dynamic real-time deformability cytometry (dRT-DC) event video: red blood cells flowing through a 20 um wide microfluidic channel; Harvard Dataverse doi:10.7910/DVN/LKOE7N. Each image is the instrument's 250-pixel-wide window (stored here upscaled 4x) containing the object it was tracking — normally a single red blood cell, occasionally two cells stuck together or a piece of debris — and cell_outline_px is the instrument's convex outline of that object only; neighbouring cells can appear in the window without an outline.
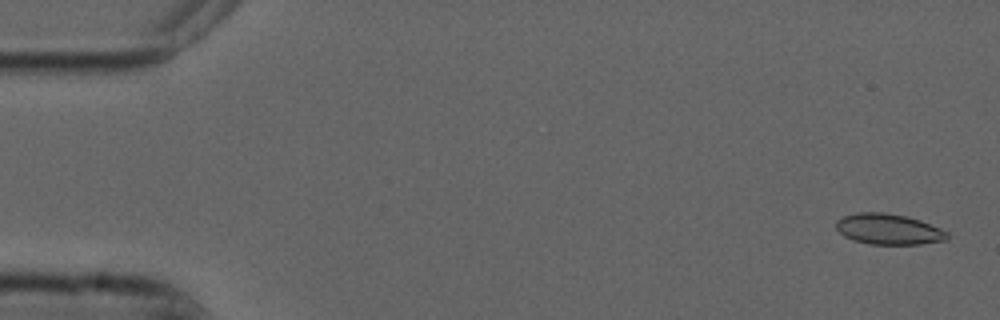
{"species": "common noctule bat (a hibernating species)", "species_latin": "Nyctalus noctula", "temperature_condition": "cold", "stored_images_in_passage": 12, "camera_frame_rate_fps": 3000, "um_per_image_px": 0.085, "animal": {"sex": "male", "forearm_length_mm": 52.5}, "frame": {"image": 1, "passage_image": 2, "time_ms": 0.333, "image_size_px": [1000, 320], "cell_outline_px": [[948, 240], [920, 244], [868, 244], [852, 240], [844, 236], [836, 228], [836, 220], [844, 216], [856, 212], [884, 212], [908, 216], [920, 220], [940, 228], [948, 232]], "centroid_in_image_um": [75.52, 19.48], "position_along_channel_um": 9.5, "area_um2": 20.06}}